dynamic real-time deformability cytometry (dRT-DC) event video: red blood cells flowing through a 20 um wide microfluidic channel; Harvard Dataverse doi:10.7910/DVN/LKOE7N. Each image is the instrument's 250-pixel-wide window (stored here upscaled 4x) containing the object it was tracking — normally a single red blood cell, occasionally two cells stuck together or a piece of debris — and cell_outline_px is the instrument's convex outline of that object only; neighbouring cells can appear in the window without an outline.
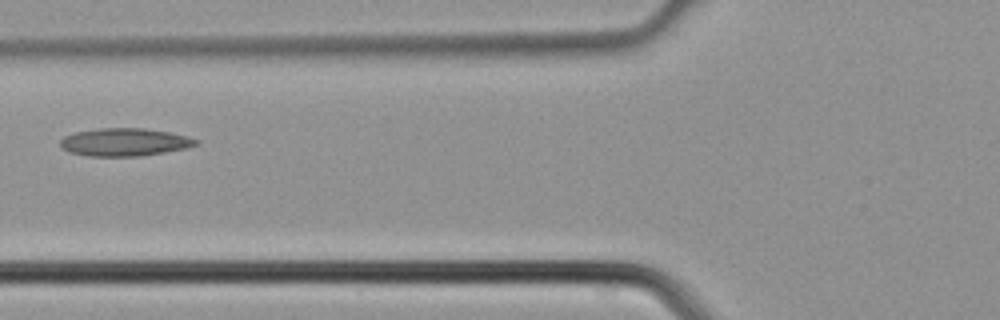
{"species": "common noctule bat (a hibernating species)", "species_latin": "Nyctalus noctula", "temperature_condition": "cold", "stored_images_in_passage": 6, "camera_frame_rate_fps": 3000, "um_per_image_px": 0.085, "animal": {"sex": "male", "body_mass_g": 21.5, "forearm_length_mm": 52.0}, "frame": {"image": 1, "passage_image": 6, "time_ms": 1.667, "image_size_px": [1000, 320], "cell_outline_px": [[200, 144], [188, 148], [140, 156], [88, 156], [72, 152], [60, 148], [60, 140], [64, 136], [76, 132], [96, 128], [144, 128], [168, 132], [188, 136], [200, 140]], "centroid_in_image_um": [10.62, 12.08], "position_along_channel_um": 115.2, "area_um2": 22.14}}